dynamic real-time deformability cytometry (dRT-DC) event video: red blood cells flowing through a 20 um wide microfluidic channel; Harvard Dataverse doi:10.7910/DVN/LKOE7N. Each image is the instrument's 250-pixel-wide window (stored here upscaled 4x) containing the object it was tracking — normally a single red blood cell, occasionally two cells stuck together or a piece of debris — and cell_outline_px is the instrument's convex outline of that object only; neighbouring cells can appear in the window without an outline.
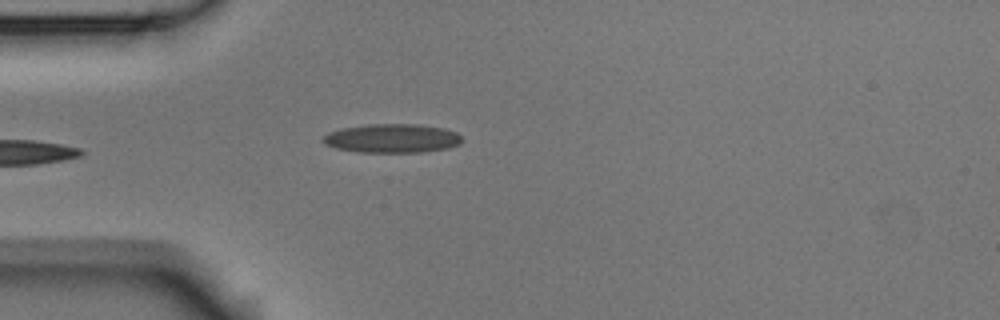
{"species": "Egyptian fruit bat (a non-hibernating species)", "species_latin": "Rousettus aegyptiacus", "temperature_condition": "room temperature", "stored_images_in_passage": 5, "camera_frame_rate_fps": 3000, "um_per_image_px": 0.085, "animal": {"sex": "male"}, "frame": {"image": 1, "passage_image": 5, "time_ms": 1.333, "image_size_px": [1000, 320], "cell_outline_px": [[464, 140], [460, 144], [448, 148], [420, 152], [360, 152], [336, 148], [324, 144], [320, 140], [328, 132], [344, 128], [368, 124], [420, 124], [444, 128], [456, 132]], "centroid_in_image_um": [33.34, 11.75], "position_along_channel_um": 51.7, "area_um2": 23.47}}